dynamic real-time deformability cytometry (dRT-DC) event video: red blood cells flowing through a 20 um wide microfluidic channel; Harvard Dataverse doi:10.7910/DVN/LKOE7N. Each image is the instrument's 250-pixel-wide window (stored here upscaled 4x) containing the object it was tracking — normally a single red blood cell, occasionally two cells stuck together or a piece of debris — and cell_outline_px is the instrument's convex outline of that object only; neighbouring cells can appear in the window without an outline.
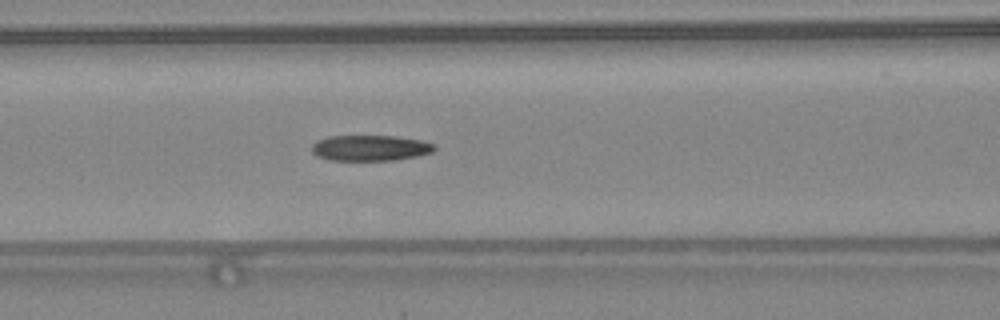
{"species": "common noctule bat (a hibernating species)", "species_latin": "Nyctalus noctula", "temperature_condition": "warm", "stored_images_in_passage": 48, "camera_frame_rate_fps": 3000, "um_per_image_px": 0.085, "animal": {"sex": "female", "body_mass_g": 24.6, "forearm_length_mm": 56.2}, "frame": {"image": 1, "passage_image": 21, "time_ms": 6.667, "image_size_px": [1000, 320], "cell_outline_px": [[436, 148], [432, 152], [416, 156], [396, 160], [332, 160], [316, 156], [312, 152], [312, 144], [316, 140], [328, 136], [396, 136], [420, 140], [436, 144]], "centroid_in_image_um": [31.46, 12.57], "position_along_channel_um": 135.1, "area_um2": 18.44}, "authors_computed_cell_mechanics": {"area_um2": 18.7272, "velocity_mm_per_s": 4.3858, "shape_relaxation_time_tau1_ms": 9.2031, "shape_relaxation_time_tau2_ms": 2.6631, "deformation_change_tau1": 0.2588, "deformation_change_tau2": 0.117}}